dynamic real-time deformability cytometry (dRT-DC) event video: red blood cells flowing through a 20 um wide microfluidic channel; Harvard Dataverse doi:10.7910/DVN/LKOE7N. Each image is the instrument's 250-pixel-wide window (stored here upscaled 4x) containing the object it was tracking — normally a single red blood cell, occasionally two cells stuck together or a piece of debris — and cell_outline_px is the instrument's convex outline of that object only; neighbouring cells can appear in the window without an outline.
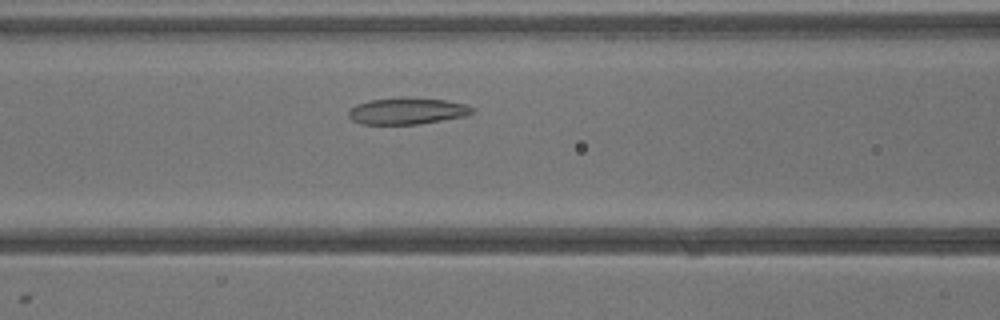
{"species": "common noctule bat (a hibernating species)", "species_latin": "Nyctalus noctula", "temperature_condition": "warm", "stored_images_in_passage": 32, "camera_frame_rate_fps": 3000, "um_per_image_px": 0.085, "animal": {"sex": "male", "body_mass_g": 13.3}, "frame": {"image": 1, "passage_image": 9, "time_ms": 2.667, "image_size_px": [1000, 320], "cell_outline_px": [[476, 112], [464, 116], [416, 124], [360, 124], [352, 120], [348, 116], [348, 112], [356, 104], [368, 100], [400, 96], [404, 96], [448, 100], [468, 104], [476, 108]], "centroid_in_image_um": [34.64, 9.41], "position_along_channel_um": 132.0, "area_um2": 19.59}}
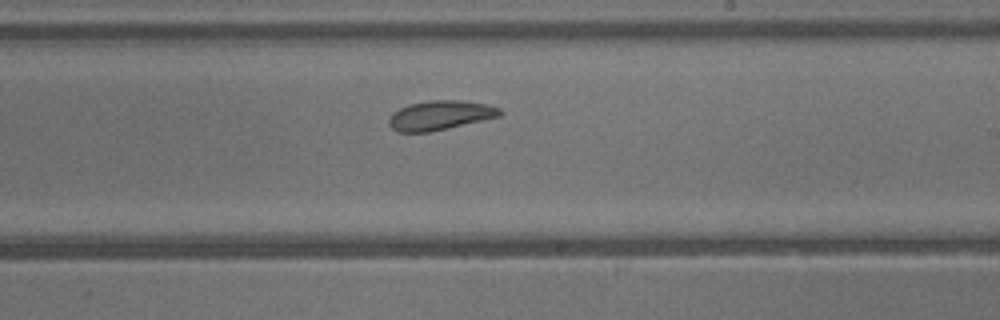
{"frame": {"image": 2, "passage_image": 16, "time_ms": 5.0, "image_size_px": [1000, 320], "cell_outline_px": [[504, 112], [500, 116], [448, 128], [428, 132], [400, 132], [392, 128], [388, 124], [388, 120], [392, 112], [408, 104], [432, 100], [460, 100], [488, 104], [500, 108]], "centroid_in_image_um": [37.41, 9.79], "position_along_channel_um": 251.6, "area_um2": 19.02}}
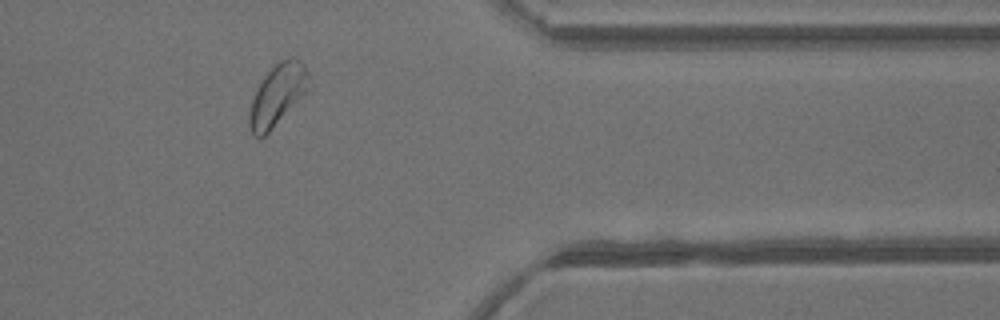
{"frame": {"image": 3, "passage_image": 25, "time_ms": 8.0, "image_size_px": [1000, 320], "cell_outline_px": [[312, 88], [264, 136], [256, 136], [252, 132], [248, 124], [248, 116], [252, 100], [264, 76], [280, 60], [292, 56], [296, 56], [304, 64], [308, 72], [312, 84]], "centroid_in_image_um": [23.65, 8.03], "position_along_channel_um": 387.7, "area_um2": 21.33}}